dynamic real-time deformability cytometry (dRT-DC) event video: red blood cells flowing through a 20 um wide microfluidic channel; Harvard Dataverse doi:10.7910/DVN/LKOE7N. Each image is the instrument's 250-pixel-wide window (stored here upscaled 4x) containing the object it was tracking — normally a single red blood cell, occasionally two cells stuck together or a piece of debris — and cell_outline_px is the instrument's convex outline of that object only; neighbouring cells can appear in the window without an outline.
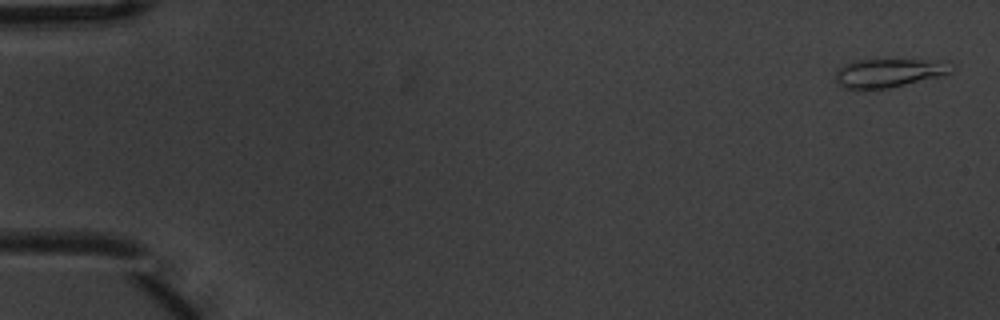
{"species": "common noctule bat (a hibernating species)", "species_latin": "Nyctalus noctula", "temperature_condition": "warm", "stored_images_in_passage": 3, "camera_frame_rate_fps": 3000, "um_per_image_px": 0.085, "animal": {"sex": "male", "body_mass_g": 20.1, "forearm_length_mm": 53.5}, "frame": {"image": 1, "passage_image": 3, "time_ms": 0.667, "image_size_px": [1000, 320], "cell_outline_px": [[952, 72], [944, 76], [876, 92], [864, 92], [840, 88], [836, 80], [836, 68], [852, 60], [944, 60]], "centroid_in_image_um": [75.45, 6.27], "position_along_channel_um": 9.5, "area_um2": 20.46}}